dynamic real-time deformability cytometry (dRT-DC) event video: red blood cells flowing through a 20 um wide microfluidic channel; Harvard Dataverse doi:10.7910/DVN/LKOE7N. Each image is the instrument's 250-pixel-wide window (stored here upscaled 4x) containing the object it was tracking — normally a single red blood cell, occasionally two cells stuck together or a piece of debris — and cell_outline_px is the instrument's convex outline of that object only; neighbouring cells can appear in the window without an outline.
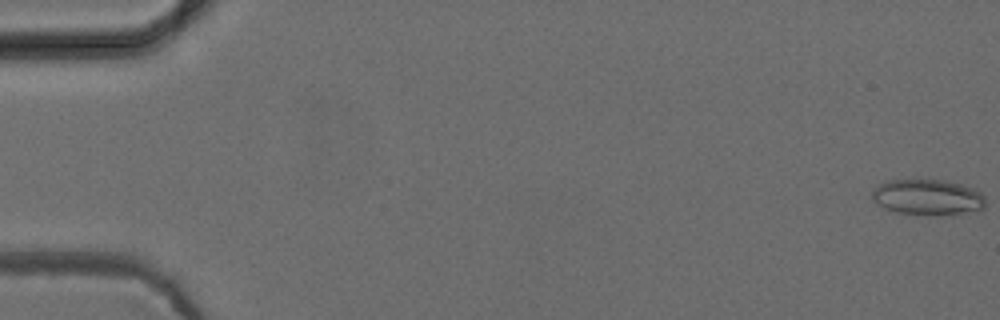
{"species": "common noctule bat (a hibernating species)", "species_latin": "Nyctalus noctula", "temperature_condition": "cold", "stored_images_in_passage": 16, "camera_frame_rate_fps": 3000, "um_per_image_px": 0.085, "animal": {"sex": "female", "body_mass_g": 24.6, "forearm_length_mm": 56.2}, "frame": {"image": 1, "passage_image": 1, "time_ms": 0.0, "image_size_px": [1000, 320], "cell_outline_px": [[984, 208], [964, 212], [924, 216], [896, 212], [884, 208], [876, 204], [872, 200], [872, 192], [876, 184], [888, 180], [944, 180], [960, 184], [972, 188], [980, 192], [984, 196]], "centroid_in_image_um": [78.77, 16.76], "position_along_channel_um": 6.2, "area_um2": 23.64}}